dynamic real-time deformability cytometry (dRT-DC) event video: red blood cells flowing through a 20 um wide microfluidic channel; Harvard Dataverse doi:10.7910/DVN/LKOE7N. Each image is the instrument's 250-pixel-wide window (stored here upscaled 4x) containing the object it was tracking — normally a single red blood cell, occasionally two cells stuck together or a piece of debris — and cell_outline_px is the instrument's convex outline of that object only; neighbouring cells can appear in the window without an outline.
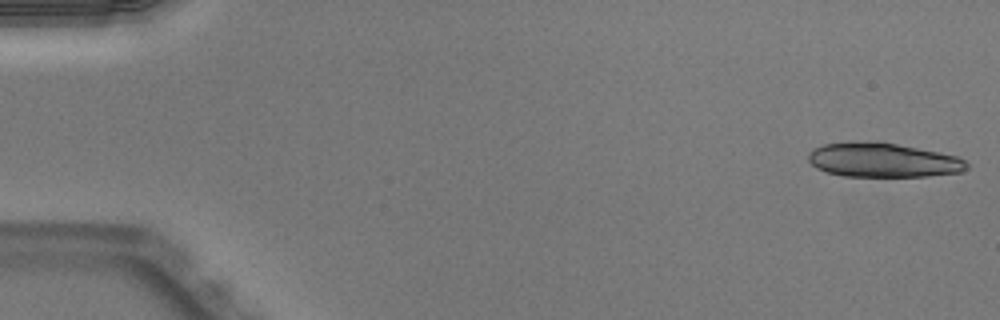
{"species": "Egyptian fruit bat (a non-hibernating species)", "species_latin": "Rousettus aegyptiacus", "temperature_condition": "warm", "stored_images_in_passage": 16, "camera_frame_rate_fps": 3000, "um_per_image_px": 0.085, "animal": {"sex": "male"}, "frame": {"image": 1, "passage_image": 1, "time_ms": 0.0, "image_size_px": [1000, 320], "cell_outline_px": [[968, 168], [960, 172], [928, 176], [844, 176], [828, 172], [816, 168], [808, 160], [808, 152], [812, 148], [824, 144], [852, 140], [876, 140], [956, 156], [964, 160], [968, 164]], "centroid_in_image_um": [74.98, 13.58], "position_along_channel_um": 10.0, "area_um2": 31.85}}